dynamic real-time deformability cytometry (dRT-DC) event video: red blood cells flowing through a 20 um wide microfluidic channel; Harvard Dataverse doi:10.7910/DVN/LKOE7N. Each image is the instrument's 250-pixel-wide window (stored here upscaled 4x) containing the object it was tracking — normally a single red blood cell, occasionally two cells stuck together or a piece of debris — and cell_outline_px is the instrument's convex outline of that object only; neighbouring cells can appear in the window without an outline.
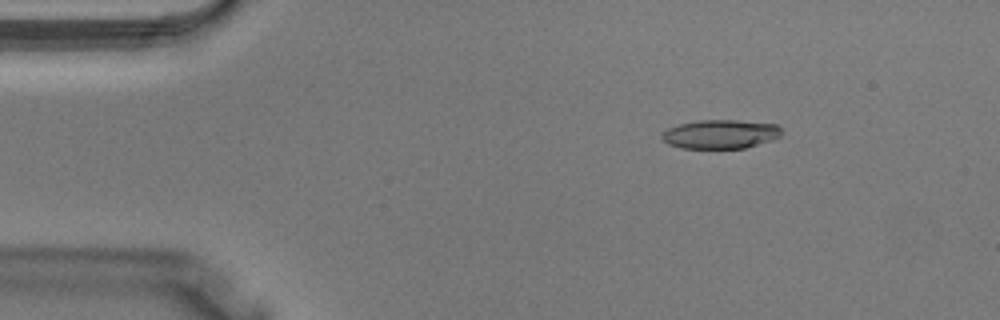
{"species": "Egyptian fruit bat (a non-hibernating species)", "species_latin": "Rousettus aegyptiacus", "temperature_condition": "warm", "stored_images_in_passage": 34, "camera_frame_rate_fps": 3000, "um_per_image_px": 0.085, "animal": {"sex": "male"}, "frame": {"image": 1, "passage_image": 1, "time_ms": 0.0, "image_size_px": [1000, 320], "cell_outline_px": [[784, 132], [780, 136], [772, 140], [744, 148], [680, 148], [668, 144], [660, 136], [668, 128], [680, 124], [700, 120], [736, 120], [776, 124]], "centroid_in_image_um": [61.25, 11.4], "position_along_channel_um": 23.7, "area_um2": 20.11}}
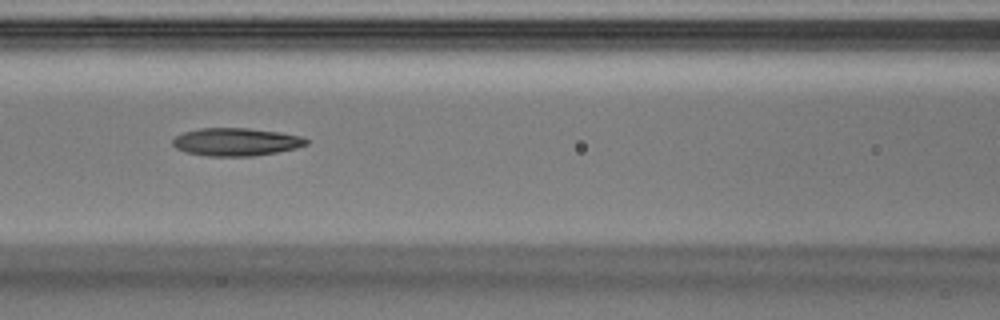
{"frame": {"image": 2, "passage_image": 12, "time_ms": 3.667, "image_size_px": [1000, 320], "cell_outline_px": [[308, 144], [296, 148], [256, 156], [208, 156], [188, 152], [176, 148], [172, 144], [172, 140], [176, 136], [184, 132], [200, 128], [248, 128], [280, 132], [300, 136], [308, 140]], "centroid_in_image_um": [20.07, 12.06], "position_along_channel_um": 146.5, "area_um2": 21.62}}
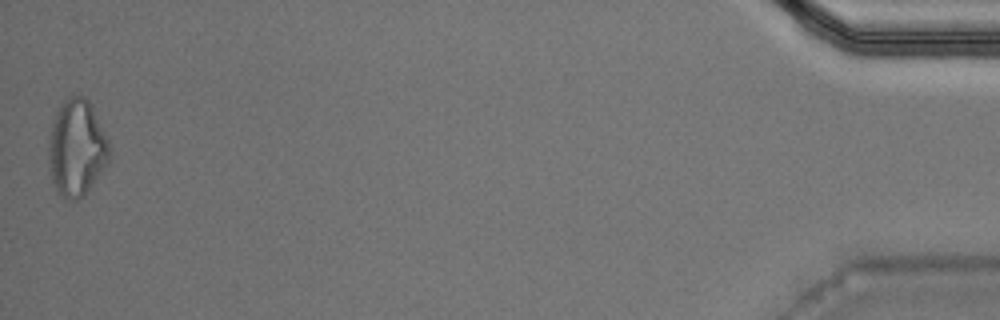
{"frame": {"image": 3, "passage_image": 34, "time_ms": 11.0, "image_size_px": [1000, 320], "cell_outline_px": [[108, 160], [100, 172], [88, 188], [76, 200], [68, 200], [60, 196], [56, 192], [48, 168], [48, 136], [52, 120], [60, 104], [68, 96], [84, 96], [88, 100], [108, 140]], "centroid_in_image_um": [6.44, 12.55], "position_along_channel_um": 428.8, "area_um2": 33.81}}